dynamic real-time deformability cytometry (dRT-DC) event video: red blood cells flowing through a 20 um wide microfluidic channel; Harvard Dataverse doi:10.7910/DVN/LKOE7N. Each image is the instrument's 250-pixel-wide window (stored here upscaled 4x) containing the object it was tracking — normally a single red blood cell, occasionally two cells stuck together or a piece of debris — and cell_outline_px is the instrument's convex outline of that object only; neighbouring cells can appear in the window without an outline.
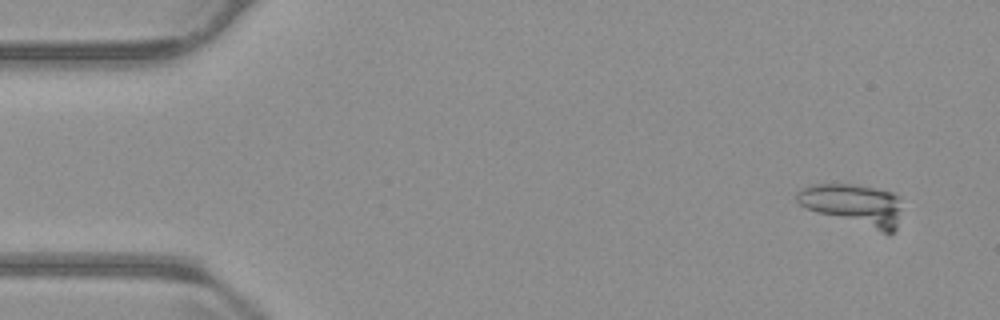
{"species": "common noctule bat (a hibernating species)", "species_latin": "Nyctalus noctula", "temperature_condition": "warm", "stored_images_in_passage": 12, "camera_frame_rate_fps": 3000, "um_per_image_px": 0.085, "animal": {"sex": "male", "body_mass_g": 23.1, "forearm_length_mm": 52.7}, "frame": {"image": 1, "passage_image": 4, "time_ms": 1.0, "image_size_px": [1000, 320], "cell_outline_px": [[900, 208], [896, 232], [888, 236], [808, 208], [800, 204], [796, 200], [796, 192], [800, 188], [808, 184], [856, 184], [876, 188], [892, 192], [900, 196]], "centroid_in_image_um": [72.6, 17.42], "position_along_channel_um": 12.4, "area_um2": 25.84}}